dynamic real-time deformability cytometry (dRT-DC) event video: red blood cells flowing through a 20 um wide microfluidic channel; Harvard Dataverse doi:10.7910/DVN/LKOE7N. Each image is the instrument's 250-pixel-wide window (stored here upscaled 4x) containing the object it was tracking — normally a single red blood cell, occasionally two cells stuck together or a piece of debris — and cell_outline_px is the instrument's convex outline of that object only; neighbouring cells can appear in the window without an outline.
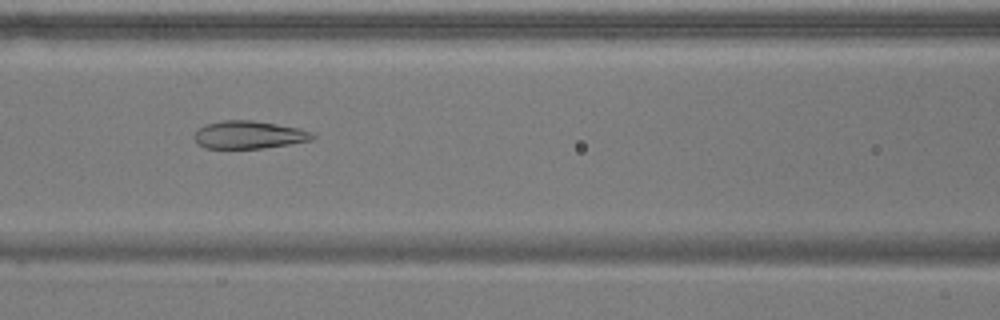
{"species": "common noctule bat (a hibernating species)", "species_latin": "Nyctalus noctula", "temperature_condition": "warm", "stored_images_in_passage": 54, "camera_frame_rate_fps": 3000, "um_per_image_px": 0.085, "animal": {"sex": "male", "body_mass_g": 17.9}, "frame": {"image": 1, "passage_image": 23, "time_ms": 7.333, "image_size_px": [1000, 320], "cell_outline_px": [[316, 136], [308, 140], [288, 144], [264, 148], [204, 148], [196, 144], [192, 136], [204, 124], [224, 120], [252, 120], [300, 128], [312, 132]], "centroid_in_image_um": [21.1, 11.45], "position_along_channel_um": 145.5, "area_um2": 19.13}}
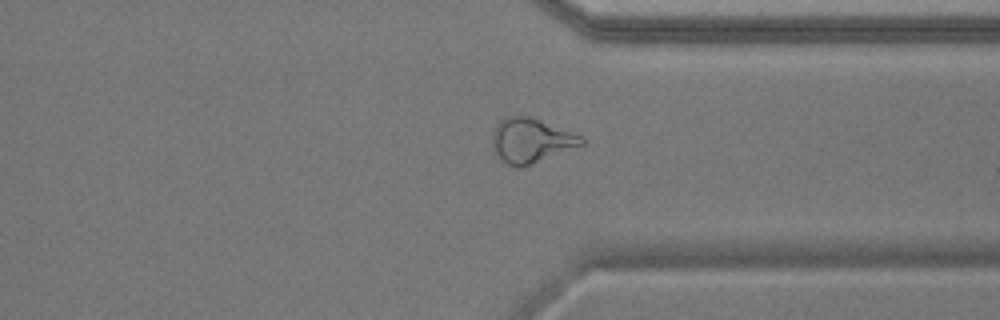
{"frame": {"image": 2, "passage_image": 41, "time_ms": 13.333, "image_size_px": [1000, 320], "cell_outline_px": [[584, 144], [520, 168], [516, 168], [508, 164], [496, 152], [492, 144], [492, 132], [496, 124], [500, 120], [508, 116], [528, 116], [580, 136], [584, 140]], "centroid_in_image_um": [45.08, 11.94], "position_along_channel_um": 366.3, "area_um2": 22.43}}
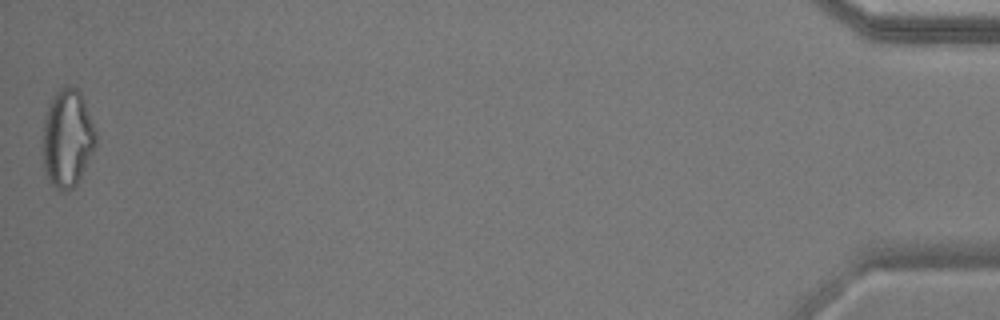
{"frame": {"image": 3, "passage_image": 54, "time_ms": 17.667, "image_size_px": [1000, 320], "cell_outline_px": [[96, 144], [76, 184], [72, 188], [64, 192], [60, 192], [48, 180], [44, 172], [44, 116], [52, 96], [64, 84], [76, 88], [80, 92], [96, 132]], "centroid_in_image_um": [5.71, 11.74], "position_along_channel_um": 429.5, "area_um2": 29.88}, "authors_computed_cell_mechanics": {"area_um2": 24.276, "velocity_mm_per_s": 3.6961, "shape_relaxation_time_tau1_ms": null, "shape_relaxation_time_tau2_ms": 1.7208, "deformation_change_tau1": null, "deformation_change_tau2": 0.0867}}